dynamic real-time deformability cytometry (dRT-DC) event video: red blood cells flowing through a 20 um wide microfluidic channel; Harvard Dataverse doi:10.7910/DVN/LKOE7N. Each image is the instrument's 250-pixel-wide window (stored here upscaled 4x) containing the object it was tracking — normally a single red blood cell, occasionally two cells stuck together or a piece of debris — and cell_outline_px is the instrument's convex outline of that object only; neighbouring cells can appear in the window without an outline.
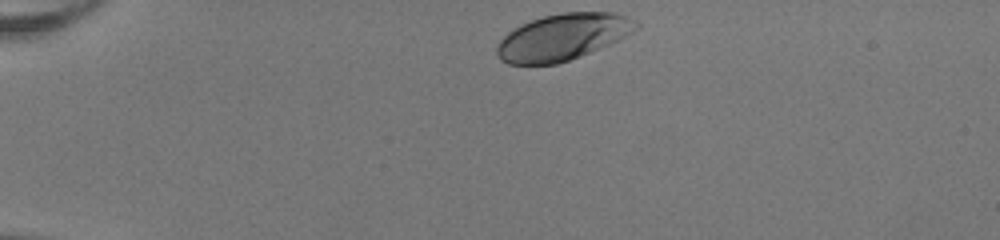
{"species": "human", "species_latin": "Homo sapiens", "temperature_condition": "room temperature", "stored_images_in_passage": 36, "camera_frame_rate_fps": 3000, "um_per_image_px": 0.085, "donor": {"sex": "female"}, "frame": {"image": 1, "passage_image": 1, "time_ms": 0.0, "image_size_px": [1000, 240], "cell_outline_px": [[640, 28], [600, 48], [580, 56], [556, 64], [508, 64], [500, 60], [496, 52], [496, 44], [508, 32], [520, 24], [544, 16], [564, 12], [612, 12], [628, 16], [636, 20], [640, 24]], "centroid_in_image_um": [47.83, 3.14], "position_along_channel_um": 37.2, "area_um2": 37.63}}
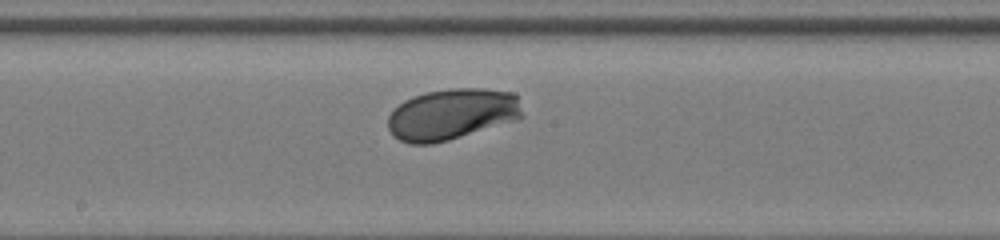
{"frame": {"image": 2, "passage_image": 19, "time_ms": 6.0, "image_size_px": [1000, 240], "cell_outline_px": [[524, 116], [520, 120], [448, 140], [432, 144], [408, 144], [392, 136], [388, 128], [388, 116], [404, 100], [412, 96], [428, 92], [452, 88], [484, 88], [512, 92], [516, 96]], "centroid_in_image_um": [38.43, 9.72], "position_along_channel_um": 209.8, "area_um2": 40.4}}
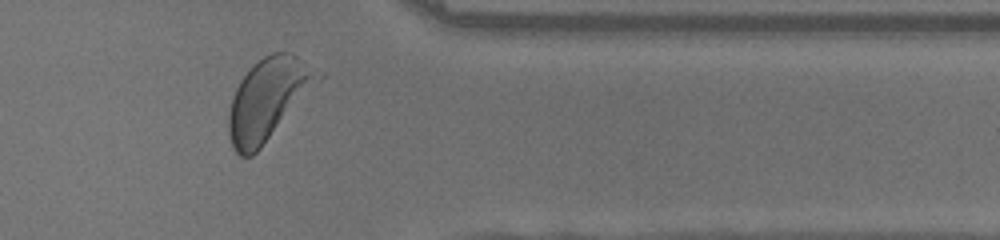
{"frame": {"image": 3, "passage_image": 33, "time_ms": 10.667, "image_size_px": [1000, 240], "cell_outline_px": [[308, 76], [260, 148], [252, 156], [240, 156], [232, 148], [228, 132], [228, 116], [232, 96], [240, 80], [264, 56], [272, 52], [292, 52], [296, 56]], "centroid_in_image_um": [22.35, 8.52], "position_along_channel_um": 389.0, "area_um2": 36.13}, "authors_computed_cell_mechanics": {"area_um2": 38.5237, "velocity_mm_per_s": 3.9723, "shape_relaxation_time_tau1_ms": 1.7238, "shape_relaxation_time_tau2_ms": null, "deformation_change_tau1": 0.1253, "deformation_change_tau2": null}}